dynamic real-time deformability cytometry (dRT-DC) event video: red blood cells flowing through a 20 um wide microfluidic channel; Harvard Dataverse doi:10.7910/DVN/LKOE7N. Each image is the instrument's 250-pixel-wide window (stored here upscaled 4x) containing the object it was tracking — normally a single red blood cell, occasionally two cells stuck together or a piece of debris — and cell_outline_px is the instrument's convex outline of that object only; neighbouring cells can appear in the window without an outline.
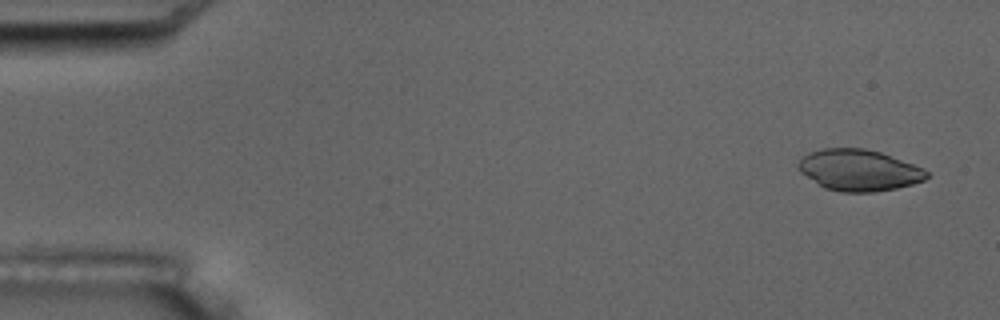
{"species": "common noctule bat (a hibernating species)", "species_latin": "Nyctalus noctula", "temperature_condition": "room temperature", "stored_images_in_passage": 5, "camera_frame_rate_fps": 3000, "um_per_image_px": 0.085, "animal": {"sex": "male", "body_mass_g": 17.5, "forearm_length_mm": 52.3}, "frame": {"image": 1, "passage_image": 1, "time_ms": 0.0, "image_size_px": [1000, 320], "cell_outline_px": [[928, 176], [924, 180], [912, 184], [896, 188], [876, 192], [840, 192], [824, 188], [800, 172], [796, 168], [796, 164], [808, 152], [824, 148], [864, 148], [880, 152], [924, 168], [928, 172]], "centroid_in_image_um": [72.98, 14.46], "position_along_channel_um": 12.0, "area_um2": 30.98}}